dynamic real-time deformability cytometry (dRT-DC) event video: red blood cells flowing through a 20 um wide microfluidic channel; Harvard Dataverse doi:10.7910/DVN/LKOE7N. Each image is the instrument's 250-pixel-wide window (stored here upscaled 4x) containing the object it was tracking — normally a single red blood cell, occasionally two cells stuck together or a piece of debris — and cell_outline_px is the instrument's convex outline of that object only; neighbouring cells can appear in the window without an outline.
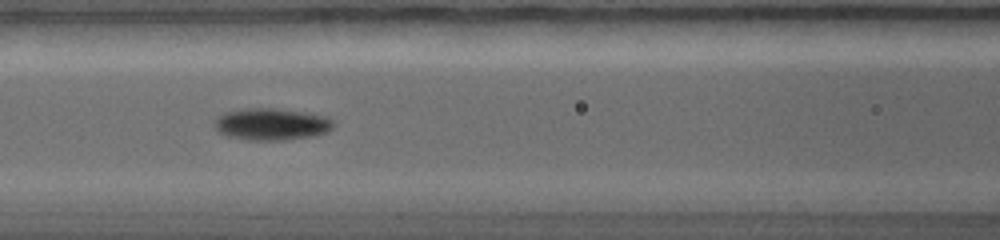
{"species": "common noctule bat (a hibernating species)", "species_latin": "Nyctalus noctula", "temperature_condition": "warm", "stored_images_in_passage": 13, "camera_frame_rate_fps": 5000, "um_per_image_px": 0.085, "animal": {"sex": "female", "body_mass_g": 19.0, "forearm_length_mm": 56.7}, "frame": {"image": 1, "passage_image": 10, "time_ms": 4.2, "image_size_px": [1000, 240], "cell_outline_px": [[336, 124], [328, 132], [316, 136], [284, 140], [252, 140], [228, 136], [220, 132], [216, 128], [216, 120], [224, 112], [244, 108], [276, 108], [304, 112], [328, 116]], "centroid_in_image_um": [23.16, 10.55], "position_along_channel_um": 143.4, "area_um2": 22.2}}
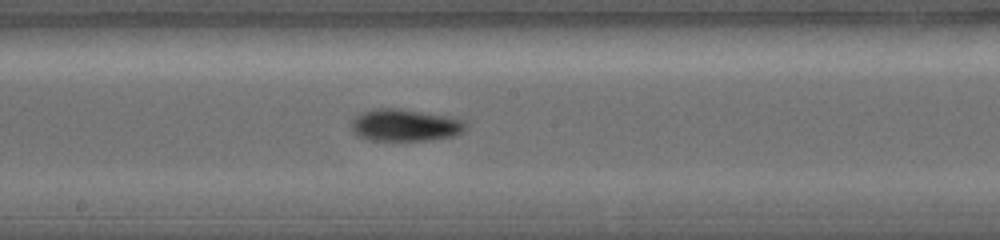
{"frame": {"image": 2, "passage_image": 13, "time_ms": 5.6, "image_size_px": [1000, 240], "cell_outline_px": [[468, 128], [464, 132], [452, 136], [428, 140], [368, 140], [360, 136], [352, 128], [352, 120], [356, 116], [372, 108], [400, 108], [452, 116], [464, 120], [468, 124]], "centroid_in_image_um": [34.51, 10.62], "position_along_channel_um": 213.7, "area_um2": 21.56}}